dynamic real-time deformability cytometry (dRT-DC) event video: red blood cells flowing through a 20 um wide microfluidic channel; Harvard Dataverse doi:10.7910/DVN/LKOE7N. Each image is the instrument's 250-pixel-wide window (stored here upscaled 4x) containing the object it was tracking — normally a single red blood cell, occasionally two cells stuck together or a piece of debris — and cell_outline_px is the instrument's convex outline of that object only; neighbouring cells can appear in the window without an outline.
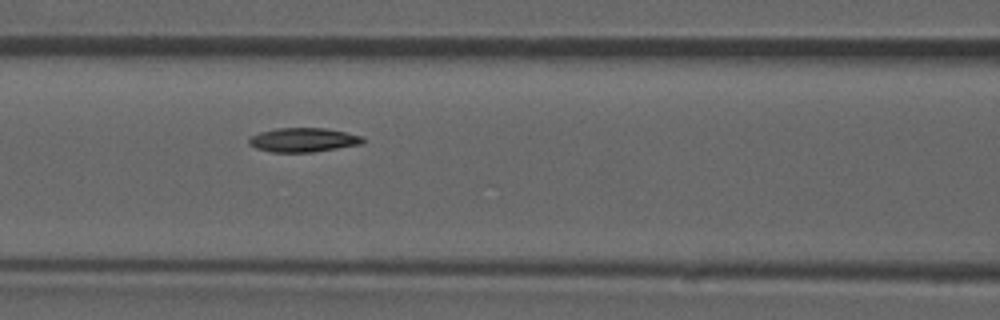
{"species": "common noctule bat (a hibernating species)", "species_latin": "Nyctalus noctula", "temperature_condition": "room temperature", "stored_images_in_passage": 53, "camera_frame_rate_fps": 3000, "um_per_image_px": 0.085, "animal": {"sex": "male", "forearm_length_mm": 52.5}, "frame": {"image": 1, "passage_image": 23, "time_ms": 7.333, "image_size_px": [1000, 320], "cell_outline_px": [[364, 140], [360, 144], [312, 152], [272, 152], [256, 148], [248, 144], [248, 140], [252, 136], [260, 132], [276, 128], [324, 128], [344, 132], [360, 136]], "centroid_in_image_um": [25.72, 11.89], "position_along_channel_um": 140.9, "area_um2": 15.72}, "authors_computed_cell_mechanics": {"area_um2": 15.9528, "velocity_mm_per_s": 3.8634, "shape_relaxation_time_tau1_ms": 5.9492, "shape_relaxation_time_tau2_ms": null, "deformation_change_tau1": 0.1254, "deformation_change_tau2": null}}